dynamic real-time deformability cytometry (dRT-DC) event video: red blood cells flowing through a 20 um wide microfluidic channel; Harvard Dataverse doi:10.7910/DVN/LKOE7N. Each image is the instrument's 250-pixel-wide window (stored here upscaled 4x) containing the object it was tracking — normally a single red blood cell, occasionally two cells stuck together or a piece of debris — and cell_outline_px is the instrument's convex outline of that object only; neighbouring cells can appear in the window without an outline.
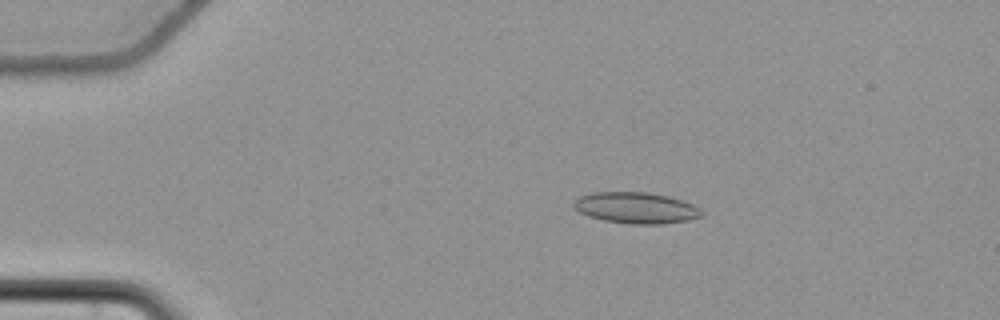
{"species": "common noctule bat (a hibernating species)", "species_latin": "Nyctalus noctula", "temperature_condition": "cold", "stored_images_in_passage": 58, "camera_frame_rate_fps": 3000, "um_per_image_px": 0.085, "animal": {"sex": "female", "body_mass_g": 22.7, "forearm_length_mm": 54.2}, "frame": {"image": 1, "passage_image": 12, "time_ms": 3.667, "image_size_px": [1000, 320], "cell_outline_px": [[704, 212], [700, 216], [688, 220], [660, 224], [632, 224], [604, 220], [588, 216], [580, 212], [572, 204], [572, 200], [580, 196], [592, 192], [648, 192], [668, 196], [692, 204], [700, 208]], "centroid_in_image_um": [54.04, 17.66], "position_along_channel_um": 31.0, "area_um2": 23.18}}
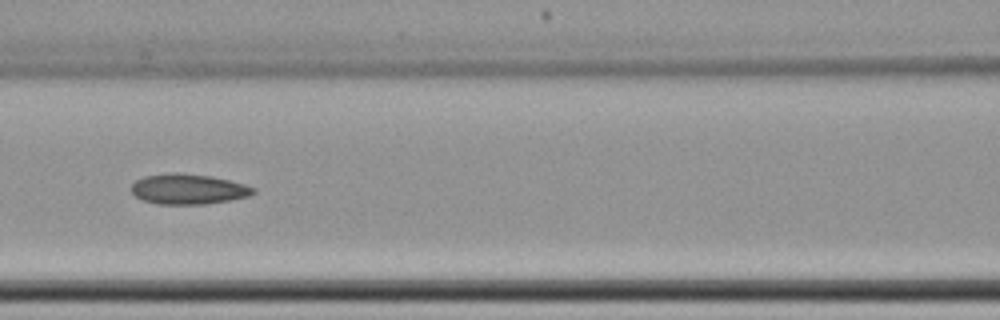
{"frame": {"image": 2, "passage_image": 27, "time_ms": 8.667, "image_size_px": [1000, 320], "cell_outline_px": [[256, 192], [248, 196], [228, 200], [204, 204], [156, 204], [144, 200], [136, 196], [132, 192], [132, 184], [136, 180], [144, 176], [176, 172], [180, 172], [212, 176], [244, 184], [256, 188]], "centroid_in_image_um": [16.0, 16.06], "position_along_channel_um": 150.6, "area_um2": 21.44}}
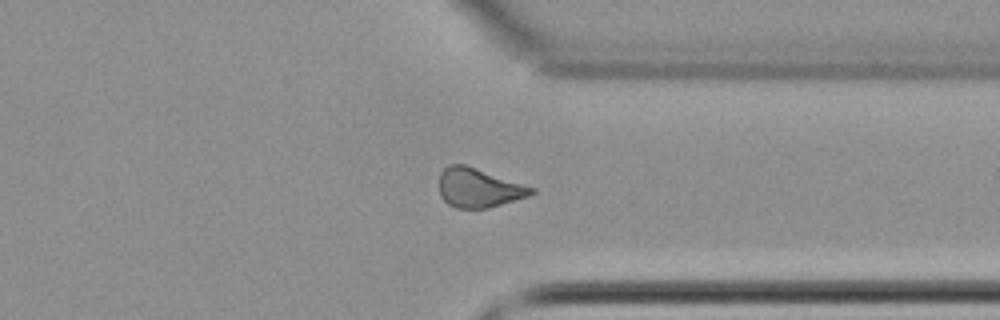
{"frame": {"image": 3, "passage_image": 45, "time_ms": 14.667, "image_size_px": [1000, 320], "cell_outline_px": [[536, 192], [528, 196], [488, 208], [456, 208], [448, 204], [440, 196], [440, 172], [448, 164], [464, 164], [536, 188]], "centroid_in_image_um": [40.68, 15.96], "position_along_channel_um": 370.7, "area_um2": 20.92}, "authors_computed_cell_mechanics": {"area_um2": 21.7039, "velocity_mm_per_s": 3.6774, "shape_relaxation_time_tau1_ms": 5.917, "shape_relaxation_time_tau2_ms": 6.2372, "deformation_change_tau1": 0.0883, "deformation_change_tau2": 0.1343}}